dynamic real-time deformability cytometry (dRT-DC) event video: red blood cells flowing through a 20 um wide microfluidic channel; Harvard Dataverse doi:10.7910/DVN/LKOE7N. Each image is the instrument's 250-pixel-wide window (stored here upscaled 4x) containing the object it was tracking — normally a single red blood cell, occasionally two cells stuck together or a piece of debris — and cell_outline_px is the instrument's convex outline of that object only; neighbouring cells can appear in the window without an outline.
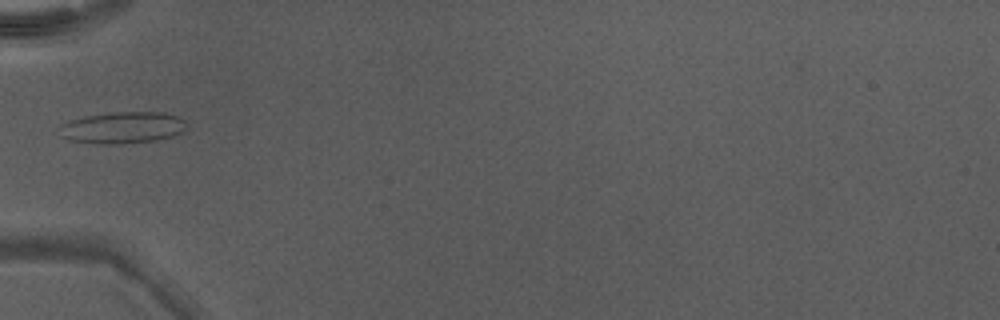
{"species": "Egyptian fruit bat (a non-hibernating species)", "species_latin": "Rousettus aegyptiacus", "temperature_condition": "warm", "stored_images_in_passage": 31, "camera_frame_rate_fps": 3000, "um_per_image_px": 0.085, "animal": {"sex": "male"}, "frame": {"image": 1, "passage_image": 1, "time_ms": 0.0, "image_size_px": [1000, 320], "cell_outline_px": [[184, 128], [180, 132], [172, 136], [152, 140], [120, 144], [100, 144], [68, 140], [60, 136], [60, 124], [72, 120], [88, 116], [116, 112], [164, 112], [176, 116], [184, 120]], "centroid_in_image_um": [10.37, 10.85], "position_along_channel_um": 74.6, "area_um2": 23.06}}
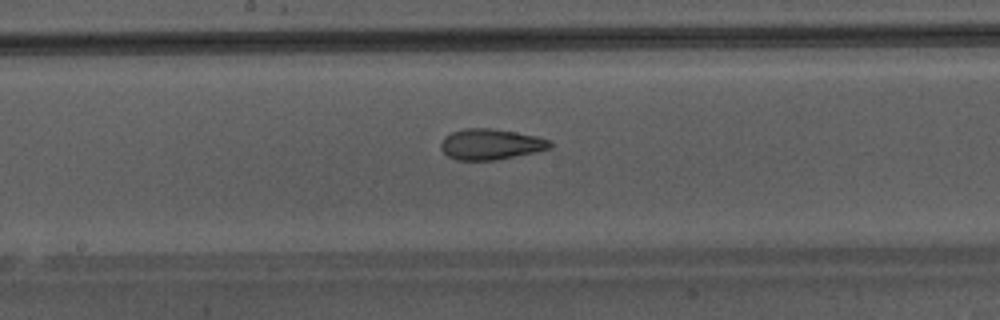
{"frame": {"image": 2, "passage_image": 10, "time_ms": 3.0, "image_size_px": [1000, 320], "cell_outline_px": [[552, 144], [548, 148], [532, 152], [496, 160], [456, 160], [448, 156], [440, 148], [440, 144], [444, 136], [452, 132], [464, 128], [492, 128], [516, 132], [536, 136], [552, 140]], "centroid_in_image_um": [41.66, 12.25], "position_along_channel_um": 206.5, "area_um2": 19.48}}